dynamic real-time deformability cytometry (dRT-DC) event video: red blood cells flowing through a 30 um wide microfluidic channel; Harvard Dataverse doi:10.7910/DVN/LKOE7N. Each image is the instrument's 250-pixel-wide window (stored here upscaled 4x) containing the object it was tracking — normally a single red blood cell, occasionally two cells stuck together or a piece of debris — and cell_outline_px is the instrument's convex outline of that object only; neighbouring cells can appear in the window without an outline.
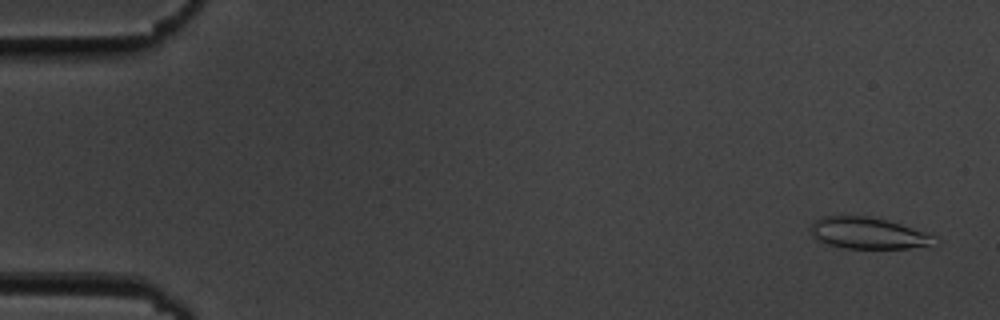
{"species": "common noctule bat (a hibernating species)", "species_latin": "Nyctalus noctula", "temperature_condition": "cold", "stored_images_in_passage": 54, "camera_frame_rate_fps": 3000, "um_per_image_px": 0.085, "animal": {"sex": "male", "body_mass_g": 19.5, "forearm_length_mm": 54.6}, "frame": {"image": 1, "passage_image": 2, "time_ms": 0.333, "image_size_px": [1000, 320], "cell_outline_px": [[940, 244], [928, 248], [848, 248], [828, 244], [816, 240], [812, 236], [808, 228], [816, 220], [824, 216], [868, 216], [900, 224], [924, 232], [940, 240]], "centroid_in_image_um": [73.84, 19.84], "position_along_channel_um": 11.2, "area_um2": 22.89}}
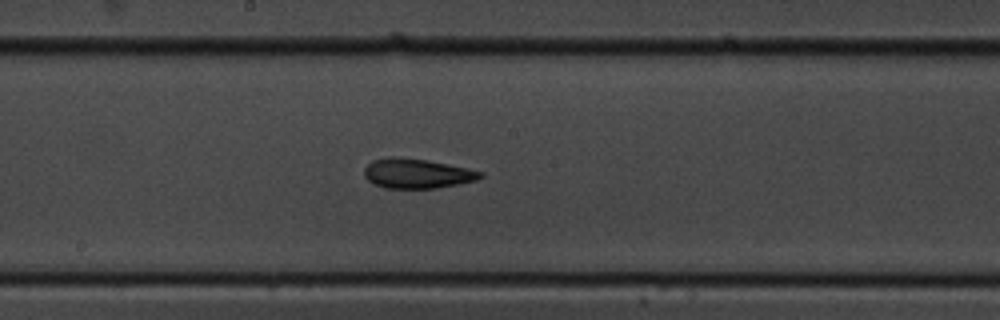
{"frame": {"image": 2, "passage_image": 29, "time_ms": 9.333, "image_size_px": [1000, 320], "cell_outline_px": [[484, 176], [476, 180], [460, 184], [436, 188], [384, 188], [368, 180], [364, 176], [364, 168], [372, 160], [388, 156], [392, 156], [428, 160], [468, 168], [484, 172]], "centroid_in_image_um": [35.45, 14.74], "position_along_channel_um": 212.7, "area_um2": 20.23}}
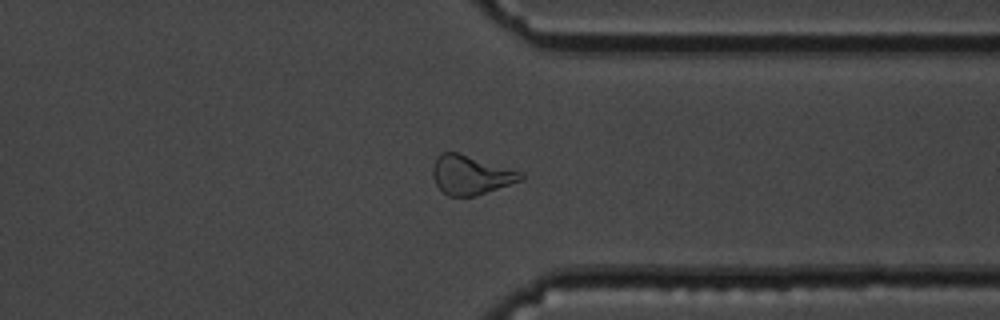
{"frame": {"image": 3, "passage_image": 42, "time_ms": 13.667, "image_size_px": [1000, 320], "cell_outline_px": [[524, 176], [520, 180], [472, 196], [448, 196], [436, 184], [432, 176], [432, 164], [436, 156], [440, 152], [456, 152], [524, 172]], "centroid_in_image_um": [39.96, 14.84], "position_along_channel_um": 371.4, "area_um2": 19.77}, "authors_computed_cell_mechanics": {"area_um2": 20.519, "velocity_mm_per_s": 3.6948, "shape_relaxation_time_tau1_ms": 8.6069, "shape_relaxation_time_tau2_ms": 3.3455, "deformation_change_tau1": 0.2198, "deformation_change_tau2": 0.1128}}